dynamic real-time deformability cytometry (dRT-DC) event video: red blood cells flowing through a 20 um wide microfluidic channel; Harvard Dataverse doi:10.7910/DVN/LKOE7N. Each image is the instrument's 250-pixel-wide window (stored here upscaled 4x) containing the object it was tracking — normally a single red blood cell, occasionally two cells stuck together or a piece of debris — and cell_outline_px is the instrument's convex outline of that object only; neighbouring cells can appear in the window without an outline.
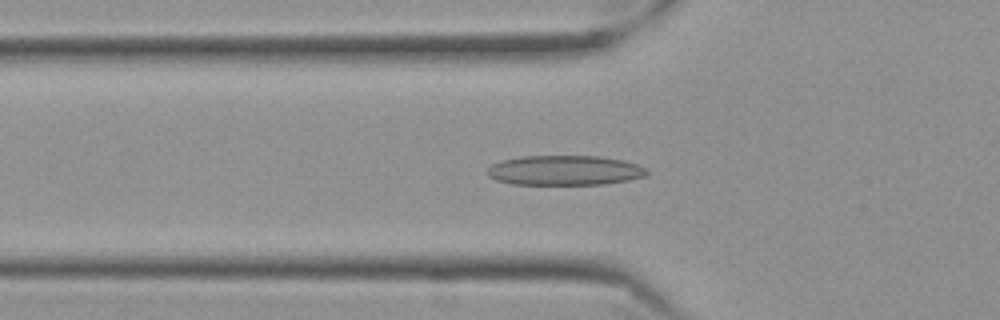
{"species": "Egyptian fruit bat (a non-hibernating species)", "species_latin": "Rousettus aegyptiacus", "temperature_condition": "cold", "stored_images_in_passage": 50, "camera_frame_rate_fps": 3000, "um_per_image_px": 0.085, "frame": {"image": 1, "passage_image": 12, "time_ms": 3.667, "image_size_px": [1000, 320], "cell_outline_px": [[648, 172], [644, 176], [628, 180], [604, 184], [512, 184], [496, 180], [488, 176], [484, 172], [492, 164], [504, 160], [520, 156], [596, 156], [624, 160], [636, 164], [644, 168]], "centroid_in_image_um": [47.95, 14.48], "position_along_channel_um": 77.9, "area_um2": 27.63}}
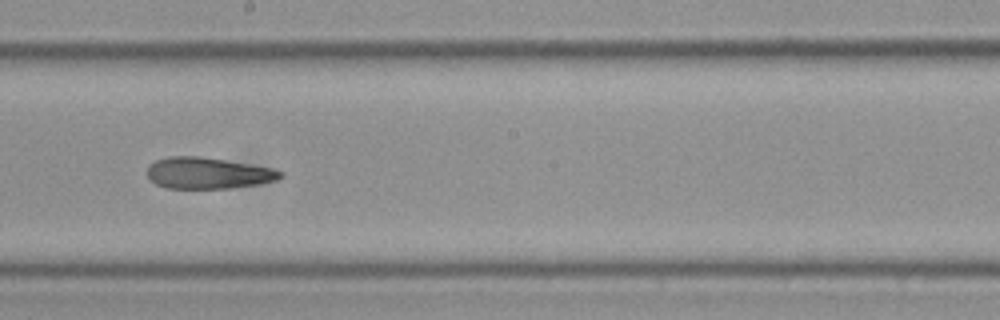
{"frame": {"image": 2, "passage_image": 25, "time_ms": 8.0, "image_size_px": [1000, 320], "cell_outline_px": [[284, 176], [276, 180], [256, 184], [228, 188], [168, 188], [156, 184], [148, 176], [148, 164], [156, 160], [168, 156], [200, 156], [272, 168], [284, 172]], "centroid_in_image_um": [17.66, 14.7], "position_along_channel_um": 230.5, "area_um2": 24.1}}
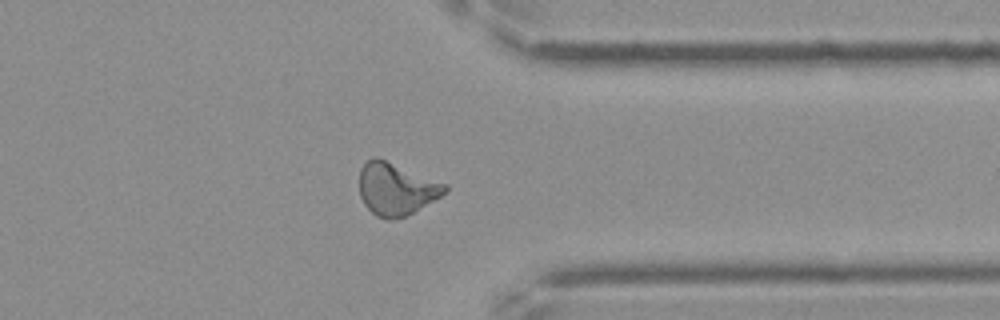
{"frame": {"image": 3, "passage_image": 38, "time_ms": 12.333, "image_size_px": [1000, 320], "cell_outline_px": [[448, 192], [412, 212], [404, 216], [392, 220], [388, 220], [376, 216], [364, 204], [360, 196], [360, 168], [372, 156], [376, 156], [448, 184]], "centroid_in_image_um": [33.67, 16.05], "position_along_channel_um": 377.7, "area_um2": 26.07}}